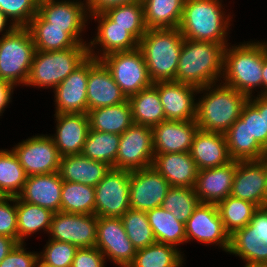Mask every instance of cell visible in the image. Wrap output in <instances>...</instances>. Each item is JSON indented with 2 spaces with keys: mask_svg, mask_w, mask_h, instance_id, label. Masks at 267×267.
<instances>
[{
  "mask_svg": "<svg viewBox=\"0 0 267 267\" xmlns=\"http://www.w3.org/2000/svg\"><path fill=\"white\" fill-rule=\"evenodd\" d=\"M235 161L198 171L194 190L200 203L217 204L231 194Z\"/></svg>",
  "mask_w": 267,
  "mask_h": 267,
  "instance_id": "obj_25",
  "label": "cell"
},
{
  "mask_svg": "<svg viewBox=\"0 0 267 267\" xmlns=\"http://www.w3.org/2000/svg\"><path fill=\"white\" fill-rule=\"evenodd\" d=\"M128 100L135 124L153 127L166 120L158 90L153 84L130 96Z\"/></svg>",
  "mask_w": 267,
  "mask_h": 267,
  "instance_id": "obj_33",
  "label": "cell"
},
{
  "mask_svg": "<svg viewBox=\"0 0 267 267\" xmlns=\"http://www.w3.org/2000/svg\"><path fill=\"white\" fill-rule=\"evenodd\" d=\"M227 149L231 160H261L267 157V151L251 137L246 123L238 118L225 132Z\"/></svg>",
  "mask_w": 267,
  "mask_h": 267,
  "instance_id": "obj_30",
  "label": "cell"
},
{
  "mask_svg": "<svg viewBox=\"0 0 267 267\" xmlns=\"http://www.w3.org/2000/svg\"><path fill=\"white\" fill-rule=\"evenodd\" d=\"M153 159L152 127L133 123L120 135L115 169L134 171L148 168Z\"/></svg>",
  "mask_w": 267,
  "mask_h": 267,
  "instance_id": "obj_10",
  "label": "cell"
},
{
  "mask_svg": "<svg viewBox=\"0 0 267 267\" xmlns=\"http://www.w3.org/2000/svg\"><path fill=\"white\" fill-rule=\"evenodd\" d=\"M38 0H2L0 10L16 27H27L38 13Z\"/></svg>",
  "mask_w": 267,
  "mask_h": 267,
  "instance_id": "obj_46",
  "label": "cell"
},
{
  "mask_svg": "<svg viewBox=\"0 0 267 267\" xmlns=\"http://www.w3.org/2000/svg\"><path fill=\"white\" fill-rule=\"evenodd\" d=\"M25 246V243H18L0 262V267H35L39 255L34 251H27Z\"/></svg>",
  "mask_w": 267,
  "mask_h": 267,
  "instance_id": "obj_49",
  "label": "cell"
},
{
  "mask_svg": "<svg viewBox=\"0 0 267 267\" xmlns=\"http://www.w3.org/2000/svg\"><path fill=\"white\" fill-rule=\"evenodd\" d=\"M152 166L172 187L194 188L198 168L190 152L154 154Z\"/></svg>",
  "mask_w": 267,
  "mask_h": 267,
  "instance_id": "obj_27",
  "label": "cell"
},
{
  "mask_svg": "<svg viewBox=\"0 0 267 267\" xmlns=\"http://www.w3.org/2000/svg\"><path fill=\"white\" fill-rule=\"evenodd\" d=\"M78 247L67 242L48 239L39 259L53 267H71Z\"/></svg>",
  "mask_w": 267,
  "mask_h": 267,
  "instance_id": "obj_45",
  "label": "cell"
},
{
  "mask_svg": "<svg viewBox=\"0 0 267 267\" xmlns=\"http://www.w3.org/2000/svg\"><path fill=\"white\" fill-rule=\"evenodd\" d=\"M38 14L47 27L65 28L78 44H88L81 37L90 20L86 0H43L38 4Z\"/></svg>",
  "mask_w": 267,
  "mask_h": 267,
  "instance_id": "obj_11",
  "label": "cell"
},
{
  "mask_svg": "<svg viewBox=\"0 0 267 267\" xmlns=\"http://www.w3.org/2000/svg\"><path fill=\"white\" fill-rule=\"evenodd\" d=\"M185 0H142L147 29L178 28Z\"/></svg>",
  "mask_w": 267,
  "mask_h": 267,
  "instance_id": "obj_32",
  "label": "cell"
},
{
  "mask_svg": "<svg viewBox=\"0 0 267 267\" xmlns=\"http://www.w3.org/2000/svg\"><path fill=\"white\" fill-rule=\"evenodd\" d=\"M224 50L223 44L184 38L175 81L197 88L220 82Z\"/></svg>",
  "mask_w": 267,
  "mask_h": 267,
  "instance_id": "obj_3",
  "label": "cell"
},
{
  "mask_svg": "<svg viewBox=\"0 0 267 267\" xmlns=\"http://www.w3.org/2000/svg\"><path fill=\"white\" fill-rule=\"evenodd\" d=\"M90 129L121 135L134 122L129 100L102 108H95L87 112Z\"/></svg>",
  "mask_w": 267,
  "mask_h": 267,
  "instance_id": "obj_31",
  "label": "cell"
},
{
  "mask_svg": "<svg viewBox=\"0 0 267 267\" xmlns=\"http://www.w3.org/2000/svg\"><path fill=\"white\" fill-rule=\"evenodd\" d=\"M98 217L95 214L57 212L51 220L49 237L78 248L95 247Z\"/></svg>",
  "mask_w": 267,
  "mask_h": 267,
  "instance_id": "obj_16",
  "label": "cell"
},
{
  "mask_svg": "<svg viewBox=\"0 0 267 267\" xmlns=\"http://www.w3.org/2000/svg\"><path fill=\"white\" fill-rule=\"evenodd\" d=\"M105 256L97 247L78 248L71 267H105Z\"/></svg>",
  "mask_w": 267,
  "mask_h": 267,
  "instance_id": "obj_50",
  "label": "cell"
},
{
  "mask_svg": "<svg viewBox=\"0 0 267 267\" xmlns=\"http://www.w3.org/2000/svg\"><path fill=\"white\" fill-rule=\"evenodd\" d=\"M186 243L215 245L228 253L230 235L225 231L216 204L199 203L185 224Z\"/></svg>",
  "mask_w": 267,
  "mask_h": 267,
  "instance_id": "obj_14",
  "label": "cell"
},
{
  "mask_svg": "<svg viewBox=\"0 0 267 267\" xmlns=\"http://www.w3.org/2000/svg\"><path fill=\"white\" fill-rule=\"evenodd\" d=\"M63 180L59 172L28 176L18 196L22 201L60 212Z\"/></svg>",
  "mask_w": 267,
  "mask_h": 267,
  "instance_id": "obj_26",
  "label": "cell"
},
{
  "mask_svg": "<svg viewBox=\"0 0 267 267\" xmlns=\"http://www.w3.org/2000/svg\"><path fill=\"white\" fill-rule=\"evenodd\" d=\"M225 231L232 235L236 230L244 228L252 219L255 204L235 198L231 195L216 204Z\"/></svg>",
  "mask_w": 267,
  "mask_h": 267,
  "instance_id": "obj_41",
  "label": "cell"
},
{
  "mask_svg": "<svg viewBox=\"0 0 267 267\" xmlns=\"http://www.w3.org/2000/svg\"><path fill=\"white\" fill-rule=\"evenodd\" d=\"M104 13L115 25L126 28L138 41L147 31L142 2L123 4L110 8Z\"/></svg>",
  "mask_w": 267,
  "mask_h": 267,
  "instance_id": "obj_43",
  "label": "cell"
},
{
  "mask_svg": "<svg viewBox=\"0 0 267 267\" xmlns=\"http://www.w3.org/2000/svg\"><path fill=\"white\" fill-rule=\"evenodd\" d=\"M89 56L54 90L55 114H87Z\"/></svg>",
  "mask_w": 267,
  "mask_h": 267,
  "instance_id": "obj_21",
  "label": "cell"
},
{
  "mask_svg": "<svg viewBox=\"0 0 267 267\" xmlns=\"http://www.w3.org/2000/svg\"><path fill=\"white\" fill-rule=\"evenodd\" d=\"M267 182V157L261 160L235 161L231 196L263 207Z\"/></svg>",
  "mask_w": 267,
  "mask_h": 267,
  "instance_id": "obj_20",
  "label": "cell"
},
{
  "mask_svg": "<svg viewBox=\"0 0 267 267\" xmlns=\"http://www.w3.org/2000/svg\"><path fill=\"white\" fill-rule=\"evenodd\" d=\"M194 188L170 187L161 207L171 212L178 221L186 224L194 209L199 204Z\"/></svg>",
  "mask_w": 267,
  "mask_h": 267,
  "instance_id": "obj_44",
  "label": "cell"
},
{
  "mask_svg": "<svg viewBox=\"0 0 267 267\" xmlns=\"http://www.w3.org/2000/svg\"><path fill=\"white\" fill-rule=\"evenodd\" d=\"M190 154L198 170L225 165L231 161L225 134L198 129Z\"/></svg>",
  "mask_w": 267,
  "mask_h": 267,
  "instance_id": "obj_28",
  "label": "cell"
},
{
  "mask_svg": "<svg viewBox=\"0 0 267 267\" xmlns=\"http://www.w3.org/2000/svg\"><path fill=\"white\" fill-rule=\"evenodd\" d=\"M169 182L153 167L130 171V208L147 212L161 207Z\"/></svg>",
  "mask_w": 267,
  "mask_h": 267,
  "instance_id": "obj_17",
  "label": "cell"
},
{
  "mask_svg": "<svg viewBox=\"0 0 267 267\" xmlns=\"http://www.w3.org/2000/svg\"><path fill=\"white\" fill-rule=\"evenodd\" d=\"M95 247L118 267H128L136 254L118 217H98Z\"/></svg>",
  "mask_w": 267,
  "mask_h": 267,
  "instance_id": "obj_15",
  "label": "cell"
},
{
  "mask_svg": "<svg viewBox=\"0 0 267 267\" xmlns=\"http://www.w3.org/2000/svg\"><path fill=\"white\" fill-rule=\"evenodd\" d=\"M263 207H267V182H266V190L263 197Z\"/></svg>",
  "mask_w": 267,
  "mask_h": 267,
  "instance_id": "obj_58",
  "label": "cell"
},
{
  "mask_svg": "<svg viewBox=\"0 0 267 267\" xmlns=\"http://www.w3.org/2000/svg\"><path fill=\"white\" fill-rule=\"evenodd\" d=\"M14 89L15 86L12 83L0 79V116H2L9 103H11Z\"/></svg>",
  "mask_w": 267,
  "mask_h": 267,
  "instance_id": "obj_52",
  "label": "cell"
},
{
  "mask_svg": "<svg viewBox=\"0 0 267 267\" xmlns=\"http://www.w3.org/2000/svg\"><path fill=\"white\" fill-rule=\"evenodd\" d=\"M228 253L245 264L267 265V207H258L251 221L230 235Z\"/></svg>",
  "mask_w": 267,
  "mask_h": 267,
  "instance_id": "obj_9",
  "label": "cell"
},
{
  "mask_svg": "<svg viewBox=\"0 0 267 267\" xmlns=\"http://www.w3.org/2000/svg\"><path fill=\"white\" fill-rule=\"evenodd\" d=\"M35 44L27 27H16L0 37V79L15 87L26 84L35 54Z\"/></svg>",
  "mask_w": 267,
  "mask_h": 267,
  "instance_id": "obj_7",
  "label": "cell"
},
{
  "mask_svg": "<svg viewBox=\"0 0 267 267\" xmlns=\"http://www.w3.org/2000/svg\"><path fill=\"white\" fill-rule=\"evenodd\" d=\"M27 177L14 151L0 149V194L4 197H18Z\"/></svg>",
  "mask_w": 267,
  "mask_h": 267,
  "instance_id": "obj_38",
  "label": "cell"
},
{
  "mask_svg": "<svg viewBox=\"0 0 267 267\" xmlns=\"http://www.w3.org/2000/svg\"><path fill=\"white\" fill-rule=\"evenodd\" d=\"M262 96H267V42L263 41Z\"/></svg>",
  "mask_w": 267,
  "mask_h": 267,
  "instance_id": "obj_55",
  "label": "cell"
},
{
  "mask_svg": "<svg viewBox=\"0 0 267 267\" xmlns=\"http://www.w3.org/2000/svg\"><path fill=\"white\" fill-rule=\"evenodd\" d=\"M31 32L35 49L57 51L76 47L78 43L67 33L65 28L47 27V22L37 13L27 26Z\"/></svg>",
  "mask_w": 267,
  "mask_h": 267,
  "instance_id": "obj_34",
  "label": "cell"
},
{
  "mask_svg": "<svg viewBox=\"0 0 267 267\" xmlns=\"http://www.w3.org/2000/svg\"><path fill=\"white\" fill-rule=\"evenodd\" d=\"M126 100L107 67L100 60L89 56L87 112L95 108L118 105Z\"/></svg>",
  "mask_w": 267,
  "mask_h": 267,
  "instance_id": "obj_22",
  "label": "cell"
},
{
  "mask_svg": "<svg viewBox=\"0 0 267 267\" xmlns=\"http://www.w3.org/2000/svg\"><path fill=\"white\" fill-rule=\"evenodd\" d=\"M248 100L259 110L264 112L265 132H267V96H252Z\"/></svg>",
  "mask_w": 267,
  "mask_h": 267,
  "instance_id": "obj_54",
  "label": "cell"
},
{
  "mask_svg": "<svg viewBox=\"0 0 267 267\" xmlns=\"http://www.w3.org/2000/svg\"><path fill=\"white\" fill-rule=\"evenodd\" d=\"M153 85L158 90L166 120H196L195 97L199 88L176 81H159Z\"/></svg>",
  "mask_w": 267,
  "mask_h": 267,
  "instance_id": "obj_19",
  "label": "cell"
},
{
  "mask_svg": "<svg viewBox=\"0 0 267 267\" xmlns=\"http://www.w3.org/2000/svg\"><path fill=\"white\" fill-rule=\"evenodd\" d=\"M110 168L106 163L89 159L81 153L61 157L58 172L63 181L95 187Z\"/></svg>",
  "mask_w": 267,
  "mask_h": 267,
  "instance_id": "obj_29",
  "label": "cell"
},
{
  "mask_svg": "<svg viewBox=\"0 0 267 267\" xmlns=\"http://www.w3.org/2000/svg\"><path fill=\"white\" fill-rule=\"evenodd\" d=\"M156 242L179 246L186 243L185 224L169 211L157 207L146 212Z\"/></svg>",
  "mask_w": 267,
  "mask_h": 267,
  "instance_id": "obj_36",
  "label": "cell"
},
{
  "mask_svg": "<svg viewBox=\"0 0 267 267\" xmlns=\"http://www.w3.org/2000/svg\"><path fill=\"white\" fill-rule=\"evenodd\" d=\"M198 129L196 120H165L153 126L154 154L190 152Z\"/></svg>",
  "mask_w": 267,
  "mask_h": 267,
  "instance_id": "obj_23",
  "label": "cell"
},
{
  "mask_svg": "<svg viewBox=\"0 0 267 267\" xmlns=\"http://www.w3.org/2000/svg\"><path fill=\"white\" fill-rule=\"evenodd\" d=\"M223 0H185L179 30L185 39L228 44L232 16ZM224 7V8H223Z\"/></svg>",
  "mask_w": 267,
  "mask_h": 267,
  "instance_id": "obj_2",
  "label": "cell"
},
{
  "mask_svg": "<svg viewBox=\"0 0 267 267\" xmlns=\"http://www.w3.org/2000/svg\"><path fill=\"white\" fill-rule=\"evenodd\" d=\"M17 244L18 242L13 238L0 235V262L13 250Z\"/></svg>",
  "mask_w": 267,
  "mask_h": 267,
  "instance_id": "obj_53",
  "label": "cell"
},
{
  "mask_svg": "<svg viewBox=\"0 0 267 267\" xmlns=\"http://www.w3.org/2000/svg\"><path fill=\"white\" fill-rule=\"evenodd\" d=\"M244 267H267V265H251V264H245Z\"/></svg>",
  "mask_w": 267,
  "mask_h": 267,
  "instance_id": "obj_59",
  "label": "cell"
},
{
  "mask_svg": "<svg viewBox=\"0 0 267 267\" xmlns=\"http://www.w3.org/2000/svg\"><path fill=\"white\" fill-rule=\"evenodd\" d=\"M88 56V44L57 51L36 50L25 86L54 90Z\"/></svg>",
  "mask_w": 267,
  "mask_h": 267,
  "instance_id": "obj_6",
  "label": "cell"
},
{
  "mask_svg": "<svg viewBox=\"0 0 267 267\" xmlns=\"http://www.w3.org/2000/svg\"><path fill=\"white\" fill-rule=\"evenodd\" d=\"M55 133L51 136L61 157L81 154L90 129L87 114H54Z\"/></svg>",
  "mask_w": 267,
  "mask_h": 267,
  "instance_id": "obj_24",
  "label": "cell"
},
{
  "mask_svg": "<svg viewBox=\"0 0 267 267\" xmlns=\"http://www.w3.org/2000/svg\"><path fill=\"white\" fill-rule=\"evenodd\" d=\"M235 45L225 47L221 82L248 98L261 88L257 95L262 96L263 41Z\"/></svg>",
  "mask_w": 267,
  "mask_h": 267,
  "instance_id": "obj_4",
  "label": "cell"
},
{
  "mask_svg": "<svg viewBox=\"0 0 267 267\" xmlns=\"http://www.w3.org/2000/svg\"><path fill=\"white\" fill-rule=\"evenodd\" d=\"M120 135L89 129L82 154L115 168Z\"/></svg>",
  "mask_w": 267,
  "mask_h": 267,
  "instance_id": "obj_39",
  "label": "cell"
},
{
  "mask_svg": "<svg viewBox=\"0 0 267 267\" xmlns=\"http://www.w3.org/2000/svg\"><path fill=\"white\" fill-rule=\"evenodd\" d=\"M15 28H16L15 24L12 23L11 20L9 18H7L3 14V12L0 10V34L2 33L1 34L2 37L4 35L10 34Z\"/></svg>",
  "mask_w": 267,
  "mask_h": 267,
  "instance_id": "obj_56",
  "label": "cell"
},
{
  "mask_svg": "<svg viewBox=\"0 0 267 267\" xmlns=\"http://www.w3.org/2000/svg\"><path fill=\"white\" fill-rule=\"evenodd\" d=\"M35 267H53V266H50V265L42 262L40 259H38Z\"/></svg>",
  "mask_w": 267,
  "mask_h": 267,
  "instance_id": "obj_57",
  "label": "cell"
},
{
  "mask_svg": "<svg viewBox=\"0 0 267 267\" xmlns=\"http://www.w3.org/2000/svg\"><path fill=\"white\" fill-rule=\"evenodd\" d=\"M199 93L203 95L197 100L196 122L199 129L207 132L225 134L240 118L248 101L246 95L222 82L201 87Z\"/></svg>",
  "mask_w": 267,
  "mask_h": 267,
  "instance_id": "obj_1",
  "label": "cell"
},
{
  "mask_svg": "<svg viewBox=\"0 0 267 267\" xmlns=\"http://www.w3.org/2000/svg\"><path fill=\"white\" fill-rule=\"evenodd\" d=\"M0 235L18 242L17 197L0 198Z\"/></svg>",
  "mask_w": 267,
  "mask_h": 267,
  "instance_id": "obj_48",
  "label": "cell"
},
{
  "mask_svg": "<svg viewBox=\"0 0 267 267\" xmlns=\"http://www.w3.org/2000/svg\"><path fill=\"white\" fill-rule=\"evenodd\" d=\"M27 176L59 171L61 155L51 135H34L11 148Z\"/></svg>",
  "mask_w": 267,
  "mask_h": 267,
  "instance_id": "obj_13",
  "label": "cell"
},
{
  "mask_svg": "<svg viewBox=\"0 0 267 267\" xmlns=\"http://www.w3.org/2000/svg\"><path fill=\"white\" fill-rule=\"evenodd\" d=\"M53 212L47 208L22 201L17 197L18 243L38 231L49 233Z\"/></svg>",
  "mask_w": 267,
  "mask_h": 267,
  "instance_id": "obj_35",
  "label": "cell"
},
{
  "mask_svg": "<svg viewBox=\"0 0 267 267\" xmlns=\"http://www.w3.org/2000/svg\"><path fill=\"white\" fill-rule=\"evenodd\" d=\"M184 254L178 247L155 242L136 250L133 262L128 267H182Z\"/></svg>",
  "mask_w": 267,
  "mask_h": 267,
  "instance_id": "obj_37",
  "label": "cell"
},
{
  "mask_svg": "<svg viewBox=\"0 0 267 267\" xmlns=\"http://www.w3.org/2000/svg\"><path fill=\"white\" fill-rule=\"evenodd\" d=\"M90 18L97 21L98 26L96 36L88 42L89 56L99 60L113 52L132 51L138 48L139 41L126 28L115 25L105 13L92 14ZM97 45L101 48L97 49ZM96 49L98 51H95Z\"/></svg>",
  "mask_w": 267,
  "mask_h": 267,
  "instance_id": "obj_18",
  "label": "cell"
},
{
  "mask_svg": "<svg viewBox=\"0 0 267 267\" xmlns=\"http://www.w3.org/2000/svg\"><path fill=\"white\" fill-rule=\"evenodd\" d=\"M142 2V0H86L89 16L92 14L104 13L108 9L123 4Z\"/></svg>",
  "mask_w": 267,
  "mask_h": 267,
  "instance_id": "obj_51",
  "label": "cell"
},
{
  "mask_svg": "<svg viewBox=\"0 0 267 267\" xmlns=\"http://www.w3.org/2000/svg\"><path fill=\"white\" fill-rule=\"evenodd\" d=\"M120 218L125 232L136 250L156 242L146 212L130 208Z\"/></svg>",
  "mask_w": 267,
  "mask_h": 267,
  "instance_id": "obj_42",
  "label": "cell"
},
{
  "mask_svg": "<svg viewBox=\"0 0 267 267\" xmlns=\"http://www.w3.org/2000/svg\"><path fill=\"white\" fill-rule=\"evenodd\" d=\"M99 60L110 71L127 99L153 84L145 59L138 48L132 51L113 52Z\"/></svg>",
  "mask_w": 267,
  "mask_h": 267,
  "instance_id": "obj_8",
  "label": "cell"
},
{
  "mask_svg": "<svg viewBox=\"0 0 267 267\" xmlns=\"http://www.w3.org/2000/svg\"><path fill=\"white\" fill-rule=\"evenodd\" d=\"M95 187L63 181L60 211L74 214H94Z\"/></svg>",
  "mask_w": 267,
  "mask_h": 267,
  "instance_id": "obj_40",
  "label": "cell"
},
{
  "mask_svg": "<svg viewBox=\"0 0 267 267\" xmlns=\"http://www.w3.org/2000/svg\"><path fill=\"white\" fill-rule=\"evenodd\" d=\"M240 118L246 123L251 137H254L267 151V132H265L264 112H259L248 100L242 108Z\"/></svg>",
  "mask_w": 267,
  "mask_h": 267,
  "instance_id": "obj_47",
  "label": "cell"
},
{
  "mask_svg": "<svg viewBox=\"0 0 267 267\" xmlns=\"http://www.w3.org/2000/svg\"><path fill=\"white\" fill-rule=\"evenodd\" d=\"M130 171L110 168L95 186V210L97 217L120 218L130 209Z\"/></svg>",
  "mask_w": 267,
  "mask_h": 267,
  "instance_id": "obj_12",
  "label": "cell"
},
{
  "mask_svg": "<svg viewBox=\"0 0 267 267\" xmlns=\"http://www.w3.org/2000/svg\"><path fill=\"white\" fill-rule=\"evenodd\" d=\"M183 40L179 28L147 29L138 49L153 83L175 81Z\"/></svg>",
  "mask_w": 267,
  "mask_h": 267,
  "instance_id": "obj_5",
  "label": "cell"
}]
</instances>
